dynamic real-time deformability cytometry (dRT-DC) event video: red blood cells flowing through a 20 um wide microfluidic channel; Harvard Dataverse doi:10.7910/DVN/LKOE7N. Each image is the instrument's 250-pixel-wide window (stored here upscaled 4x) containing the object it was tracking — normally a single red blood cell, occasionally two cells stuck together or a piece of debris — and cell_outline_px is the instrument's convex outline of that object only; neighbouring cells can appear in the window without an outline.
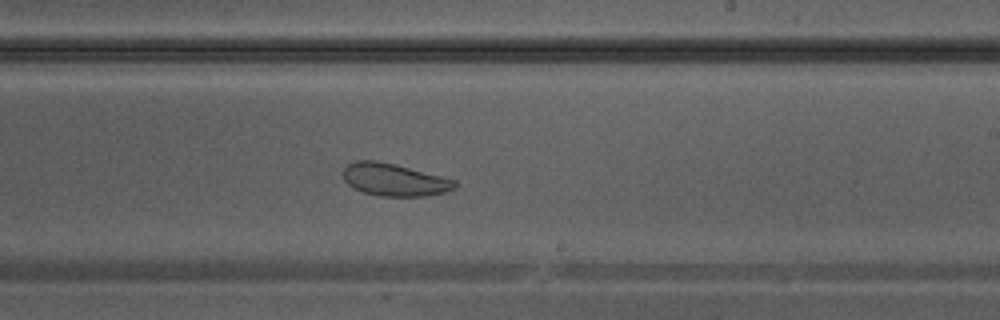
{"species": "Egyptian fruit bat (a non-hibernating species)", "species_latin": "Rousettus aegyptiacus", "temperature_condition": "warm", "stored_images_in_passage": 40, "camera_frame_rate_fps": 3000, "um_per_image_px": 0.085, "animal": {"sex": "male"}, "frame": {"image": 1, "passage_image": 23, "time_ms": 7.333, "image_size_px": [1000, 320], "cell_outline_px": [[456, 188], [444, 192], [424, 196], [380, 196], [364, 192], [352, 188], [344, 180], [344, 168], [348, 164], [356, 160], [376, 160], [396, 164], [456, 180]], "centroid_in_image_um": [33.5, 15.27], "position_along_channel_um": 255.5, "area_um2": 21.1}}